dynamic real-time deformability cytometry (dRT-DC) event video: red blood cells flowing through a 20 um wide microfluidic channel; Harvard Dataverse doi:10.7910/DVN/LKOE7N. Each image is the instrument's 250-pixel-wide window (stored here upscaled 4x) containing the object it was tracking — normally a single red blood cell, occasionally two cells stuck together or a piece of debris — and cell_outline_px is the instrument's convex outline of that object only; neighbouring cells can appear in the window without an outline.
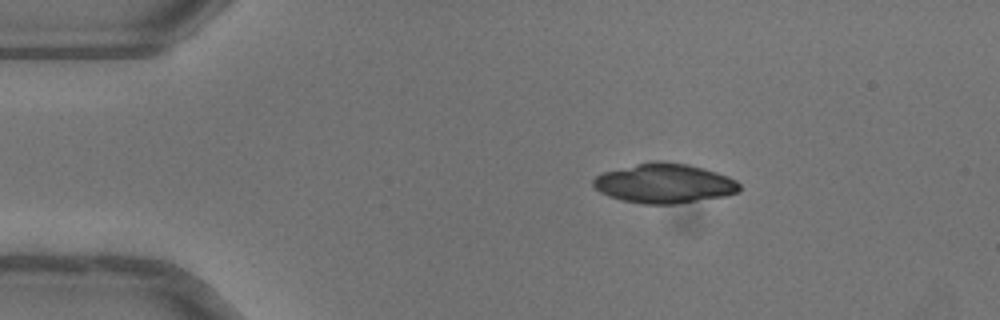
{"species": "common noctule bat (a hibernating species)", "species_latin": "Nyctalus noctula", "temperature_condition": "warm", "stored_images_in_passage": 43, "camera_frame_rate_fps": 3000, "um_per_image_px": 0.085, "animal": {"sex": "female"}, "frame": {"image": 1, "passage_image": 1, "time_ms": 0.0, "image_size_px": [1000, 320], "cell_outline_px": [[740, 192], [724, 196], [676, 204], [644, 204], [624, 200], [608, 196], [600, 192], [592, 184], [592, 180], [596, 176], [604, 172], [652, 160], [660, 160], [688, 164], [704, 168], [728, 176], [736, 180], [740, 184]], "centroid_in_image_um": [56.48, 15.58], "position_along_channel_um": 28.5, "area_um2": 33.76}}